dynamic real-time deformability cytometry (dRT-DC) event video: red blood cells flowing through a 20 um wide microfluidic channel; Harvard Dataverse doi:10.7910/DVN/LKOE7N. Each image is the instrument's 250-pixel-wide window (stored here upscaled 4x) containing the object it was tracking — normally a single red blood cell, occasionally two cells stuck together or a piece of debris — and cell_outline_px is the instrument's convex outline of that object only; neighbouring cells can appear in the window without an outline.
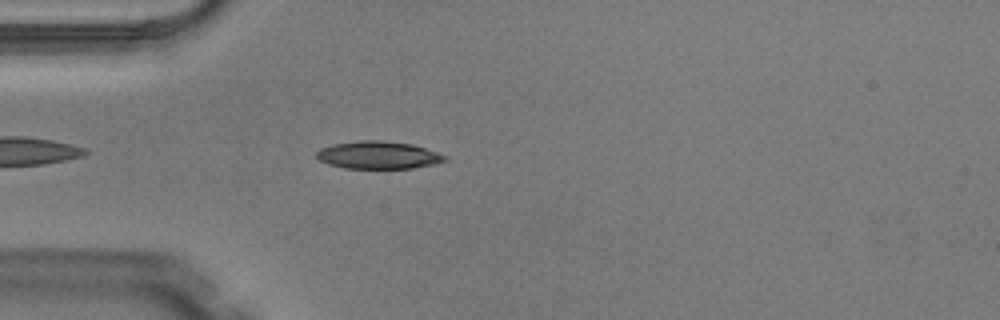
{"species": "Egyptian fruit bat (a non-hibernating species)", "species_latin": "Rousettus aegyptiacus", "temperature_condition": "warm", "stored_images_in_passage": 4, "camera_frame_rate_fps": 3000, "um_per_image_px": 0.085, "animal": {"sex": "male"}, "frame": {"image": 1, "passage_image": 4, "time_ms": 1.0, "image_size_px": [1000, 320], "cell_outline_px": [[448, 160], [432, 164], [412, 168], [344, 168], [328, 164], [320, 160], [316, 156], [316, 152], [320, 148], [332, 144], [360, 140], [384, 140], [412, 144], [448, 156]], "centroid_in_image_um": [32.13, 13.17], "position_along_channel_um": 52.9, "area_um2": 20.63}}